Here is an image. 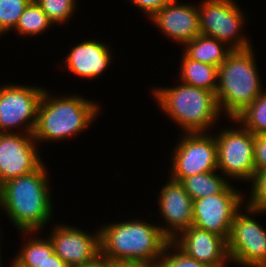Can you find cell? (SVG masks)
Instances as JSON below:
<instances>
[{
  "label": "cell",
  "mask_w": 266,
  "mask_h": 267,
  "mask_svg": "<svg viewBox=\"0 0 266 267\" xmlns=\"http://www.w3.org/2000/svg\"><path fill=\"white\" fill-rule=\"evenodd\" d=\"M44 163L34 172L1 185L0 209L20 232L40 231L53 217L50 177Z\"/></svg>",
  "instance_id": "obj_1"
},
{
  "label": "cell",
  "mask_w": 266,
  "mask_h": 267,
  "mask_svg": "<svg viewBox=\"0 0 266 267\" xmlns=\"http://www.w3.org/2000/svg\"><path fill=\"white\" fill-rule=\"evenodd\" d=\"M100 255L114 264L154 267L170 241L159 225L131 219L102 225Z\"/></svg>",
  "instance_id": "obj_2"
},
{
  "label": "cell",
  "mask_w": 266,
  "mask_h": 267,
  "mask_svg": "<svg viewBox=\"0 0 266 267\" xmlns=\"http://www.w3.org/2000/svg\"><path fill=\"white\" fill-rule=\"evenodd\" d=\"M44 90L37 109V122L33 136L39 146L43 142L69 139L84 132L100 112L98 102L77 93L53 96ZM51 95V96H50Z\"/></svg>",
  "instance_id": "obj_3"
},
{
  "label": "cell",
  "mask_w": 266,
  "mask_h": 267,
  "mask_svg": "<svg viewBox=\"0 0 266 267\" xmlns=\"http://www.w3.org/2000/svg\"><path fill=\"white\" fill-rule=\"evenodd\" d=\"M172 87L152 88L159 108L179 125L183 133L208 132L222 116L216 94L179 81ZM220 116V117H219Z\"/></svg>",
  "instance_id": "obj_4"
},
{
  "label": "cell",
  "mask_w": 266,
  "mask_h": 267,
  "mask_svg": "<svg viewBox=\"0 0 266 267\" xmlns=\"http://www.w3.org/2000/svg\"><path fill=\"white\" fill-rule=\"evenodd\" d=\"M253 46L232 50L218 67L216 100L222 114L234 119L250 105L265 88L254 59Z\"/></svg>",
  "instance_id": "obj_5"
},
{
  "label": "cell",
  "mask_w": 266,
  "mask_h": 267,
  "mask_svg": "<svg viewBox=\"0 0 266 267\" xmlns=\"http://www.w3.org/2000/svg\"><path fill=\"white\" fill-rule=\"evenodd\" d=\"M235 0H201L197 4L202 35L225 43L232 50L252 47L250 40L242 35L246 13ZM241 33V34H240Z\"/></svg>",
  "instance_id": "obj_6"
},
{
  "label": "cell",
  "mask_w": 266,
  "mask_h": 267,
  "mask_svg": "<svg viewBox=\"0 0 266 267\" xmlns=\"http://www.w3.org/2000/svg\"><path fill=\"white\" fill-rule=\"evenodd\" d=\"M244 208L235 214L227 240L230 262L241 267H266V229L254 219L256 214L266 213L247 204Z\"/></svg>",
  "instance_id": "obj_7"
},
{
  "label": "cell",
  "mask_w": 266,
  "mask_h": 267,
  "mask_svg": "<svg viewBox=\"0 0 266 267\" xmlns=\"http://www.w3.org/2000/svg\"><path fill=\"white\" fill-rule=\"evenodd\" d=\"M215 133L217 169L225 178L252 182L255 176L254 134L242 125ZM227 176V177H226Z\"/></svg>",
  "instance_id": "obj_8"
},
{
  "label": "cell",
  "mask_w": 266,
  "mask_h": 267,
  "mask_svg": "<svg viewBox=\"0 0 266 267\" xmlns=\"http://www.w3.org/2000/svg\"><path fill=\"white\" fill-rule=\"evenodd\" d=\"M181 136L171 152V179L181 182L195 174L218 170L217 143L213 133H183Z\"/></svg>",
  "instance_id": "obj_9"
},
{
  "label": "cell",
  "mask_w": 266,
  "mask_h": 267,
  "mask_svg": "<svg viewBox=\"0 0 266 267\" xmlns=\"http://www.w3.org/2000/svg\"><path fill=\"white\" fill-rule=\"evenodd\" d=\"M44 88L14 83L1 85L0 132L33 133ZM19 127L23 132L18 130Z\"/></svg>",
  "instance_id": "obj_10"
},
{
  "label": "cell",
  "mask_w": 266,
  "mask_h": 267,
  "mask_svg": "<svg viewBox=\"0 0 266 267\" xmlns=\"http://www.w3.org/2000/svg\"><path fill=\"white\" fill-rule=\"evenodd\" d=\"M243 195L229 183L218 194L194 200L192 226L228 240L235 214L246 204Z\"/></svg>",
  "instance_id": "obj_11"
},
{
  "label": "cell",
  "mask_w": 266,
  "mask_h": 267,
  "mask_svg": "<svg viewBox=\"0 0 266 267\" xmlns=\"http://www.w3.org/2000/svg\"><path fill=\"white\" fill-rule=\"evenodd\" d=\"M33 133L0 132V184L30 174L42 164Z\"/></svg>",
  "instance_id": "obj_12"
},
{
  "label": "cell",
  "mask_w": 266,
  "mask_h": 267,
  "mask_svg": "<svg viewBox=\"0 0 266 267\" xmlns=\"http://www.w3.org/2000/svg\"><path fill=\"white\" fill-rule=\"evenodd\" d=\"M53 227L48 236L53 245V251L69 267L90 263L100 256V231L98 228L95 232L89 233L67 224H58Z\"/></svg>",
  "instance_id": "obj_13"
},
{
  "label": "cell",
  "mask_w": 266,
  "mask_h": 267,
  "mask_svg": "<svg viewBox=\"0 0 266 267\" xmlns=\"http://www.w3.org/2000/svg\"><path fill=\"white\" fill-rule=\"evenodd\" d=\"M158 207L166 226L159 225L162 233L172 241L180 232L192 226L193 199L181 182L169 178L159 191Z\"/></svg>",
  "instance_id": "obj_14"
},
{
  "label": "cell",
  "mask_w": 266,
  "mask_h": 267,
  "mask_svg": "<svg viewBox=\"0 0 266 267\" xmlns=\"http://www.w3.org/2000/svg\"><path fill=\"white\" fill-rule=\"evenodd\" d=\"M149 19L166 38L183 46L201 33L199 10L195 4H182L175 0Z\"/></svg>",
  "instance_id": "obj_15"
},
{
  "label": "cell",
  "mask_w": 266,
  "mask_h": 267,
  "mask_svg": "<svg viewBox=\"0 0 266 267\" xmlns=\"http://www.w3.org/2000/svg\"><path fill=\"white\" fill-rule=\"evenodd\" d=\"M172 242L189 257L211 267H225L231 263L227 240L213 232L190 226L180 232Z\"/></svg>",
  "instance_id": "obj_16"
},
{
  "label": "cell",
  "mask_w": 266,
  "mask_h": 267,
  "mask_svg": "<svg viewBox=\"0 0 266 267\" xmlns=\"http://www.w3.org/2000/svg\"><path fill=\"white\" fill-rule=\"evenodd\" d=\"M109 47L96 39L81 41L65 56L63 66L75 76L85 79L99 78L112 63L113 56Z\"/></svg>",
  "instance_id": "obj_17"
},
{
  "label": "cell",
  "mask_w": 266,
  "mask_h": 267,
  "mask_svg": "<svg viewBox=\"0 0 266 267\" xmlns=\"http://www.w3.org/2000/svg\"><path fill=\"white\" fill-rule=\"evenodd\" d=\"M182 51L188 58L219 67L232 51L225 43L202 34L186 43Z\"/></svg>",
  "instance_id": "obj_18"
},
{
  "label": "cell",
  "mask_w": 266,
  "mask_h": 267,
  "mask_svg": "<svg viewBox=\"0 0 266 267\" xmlns=\"http://www.w3.org/2000/svg\"><path fill=\"white\" fill-rule=\"evenodd\" d=\"M179 79L181 82L216 93L218 67L192 60L182 53Z\"/></svg>",
  "instance_id": "obj_19"
},
{
  "label": "cell",
  "mask_w": 266,
  "mask_h": 267,
  "mask_svg": "<svg viewBox=\"0 0 266 267\" xmlns=\"http://www.w3.org/2000/svg\"><path fill=\"white\" fill-rule=\"evenodd\" d=\"M20 233L29 238L25 244L22 245L21 243L22 248L15 255L14 260L22 267H42L47 257L54 252L50 239L41 238L37 231H22Z\"/></svg>",
  "instance_id": "obj_20"
},
{
  "label": "cell",
  "mask_w": 266,
  "mask_h": 267,
  "mask_svg": "<svg viewBox=\"0 0 266 267\" xmlns=\"http://www.w3.org/2000/svg\"><path fill=\"white\" fill-rule=\"evenodd\" d=\"M217 171L195 174L184 178L181 183L193 200L215 195L220 193L231 181H228L223 175L221 176V173L218 175Z\"/></svg>",
  "instance_id": "obj_21"
},
{
  "label": "cell",
  "mask_w": 266,
  "mask_h": 267,
  "mask_svg": "<svg viewBox=\"0 0 266 267\" xmlns=\"http://www.w3.org/2000/svg\"><path fill=\"white\" fill-rule=\"evenodd\" d=\"M53 24L48 19L46 13L40 8V6L31 0V2L24 9L23 14L20 16L18 24L14 31L17 35L21 36H37L43 34Z\"/></svg>",
  "instance_id": "obj_22"
},
{
  "label": "cell",
  "mask_w": 266,
  "mask_h": 267,
  "mask_svg": "<svg viewBox=\"0 0 266 267\" xmlns=\"http://www.w3.org/2000/svg\"><path fill=\"white\" fill-rule=\"evenodd\" d=\"M230 121L242 125L254 135L266 134V89Z\"/></svg>",
  "instance_id": "obj_23"
},
{
  "label": "cell",
  "mask_w": 266,
  "mask_h": 267,
  "mask_svg": "<svg viewBox=\"0 0 266 267\" xmlns=\"http://www.w3.org/2000/svg\"><path fill=\"white\" fill-rule=\"evenodd\" d=\"M53 24L63 25L69 22L77 9V0H35Z\"/></svg>",
  "instance_id": "obj_24"
},
{
  "label": "cell",
  "mask_w": 266,
  "mask_h": 267,
  "mask_svg": "<svg viewBox=\"0 0 266 267\" xmlns=\"http://www.w3.org/2000/svg\"><path fill=\"white\" fill-rule=\"evenodd\" d=\"M31 0H0V36L15 29Z\"/></svg>",
  "instance_id": "obj_25"
},
{
  "label": "cell",
  "mask_w": 266,
  "mask_h": 267,
  "mask_svg": "<svg viewBox=\"0 0 266 267\" xmlns=\"http://www.w3.org/2000/svg\"><path fill=\"white\" fill-rule=\"evenodd\" d=\"M154 267H211L182 252L172 241L165 246Z\"/></svg>",
  "instance_id": "obj_26"
},
{
  "label": "cell",
  "mask_w": 266,
  "mask_h": 267,
  "mask_svg": "<svg viewBox=\"0 0 266 267\" xmlns=\"http://www.w3.org/2000/svg\"><path fill=\"white\" fill-rule=\"evenodd\" d=\"M250 187V198L248 201H245L246 204L250 208L266 213V169L259 170L255 173Z\"/></svg>",
  "instance_id": "obj_27"
},
{
  "label": "cell",
  "mask_w": 266,
  "mask_h": 267,
  "mask_svg": "<svg viewBox=\"0 0 266 267\" xmlns=\"http://www.w3.org/2000/svg\"><path fill=\"white\" fill-rule=\"evenodd\" d=\"M255 171L266 169V134L254 135Z\"/></svg>",
  "instance_id": "obj_28"
},
{
  "label": "cell",
  "mask_w": 266,
  "mask_h": 267,
  "mask_svg": "<svg viewBox=\"0 0 266 267\" xmlns=\"http://www.w3.org/2000/svg\"><path fill=\"white\" fill-rule=\"evenodd\" d=\"M175 0H129L132 5L142 10L148 18H150L158 10L162 9L165 5L174 2Z\"/></svg>",
  "instance_id": "obj_29"
},
{
  "label": "cell",
  "mask_w": 266,
  "mask_h": 267,
  "mask_svg": "<svg viewBox=\"0 0 266 267\" xmlns=\"http://www.w3.org/2000/svg\"><path fill=\"white\" fill-rule=\"evenodd\" d=\"M115 265L116 264H114L110 260L100 255L90 263L75 266V267H114Z\"/></svg>",
  "instance_id": "obj_30"
},
{
  "label": "cell",
  "mask_w": 266,
  "mask_h": 267,
  "mask_svg": "<svg viewBox=\"0 0 266 267\" xmlns=\"http://www.w3.org/2000/svg\"><path fill=\"white\" fill-rule=\"evenodd\" d=\"M42 267H69L56 253L47 257Z\"/></svg>",
  "instance_id": "obj_31"
},
{
  "label": "cell",
  "mask_w": 266,
  "mask_h": 267,
  "mask_svg": "<svg viewBox=\"0 0 266 267\" xmlns=\"http://www.w3.org/2000/svg\"><path fill=\"white\" fill-rule=\"evenodd\" d=\"M114 267H149L146 265L116 264Z\"/></svg>",
  "instance_id": "obj_32"
},
{
  "label": "cell",
  "mask_w": 266,
  "mask_h": 267,
  "mask_svg": "<svg viewBox=\"0 0 266 267\" xmlns=\"http://www.w3.org/2000/svg\"><path fill=\"white\" fill-rule=\"evenodd\" d=\"M10 265V267H22L14 259L11 261Z\"/></svg>",
  "instance_id": "obj_33"
},
{
  "label": "cell",
  "mask_w": 266,
  "mask_h": 267,
  "mask_svg": "<svg viewBox=\"0 0 266 267\" xmlns=\"http://www.w3.org/2000/svg\"><path fill=\"white\" fill-rule=\"evenodd\" d=\"M0 235H1V232H0ZM0 239H1V237H0ZM1 242V241H0ZM2 257H1V248H0V267H2V264L4 265V263H2V259H1Z\"/></svg>",
  "instance_id": "obj_34"
}]
</instances>
